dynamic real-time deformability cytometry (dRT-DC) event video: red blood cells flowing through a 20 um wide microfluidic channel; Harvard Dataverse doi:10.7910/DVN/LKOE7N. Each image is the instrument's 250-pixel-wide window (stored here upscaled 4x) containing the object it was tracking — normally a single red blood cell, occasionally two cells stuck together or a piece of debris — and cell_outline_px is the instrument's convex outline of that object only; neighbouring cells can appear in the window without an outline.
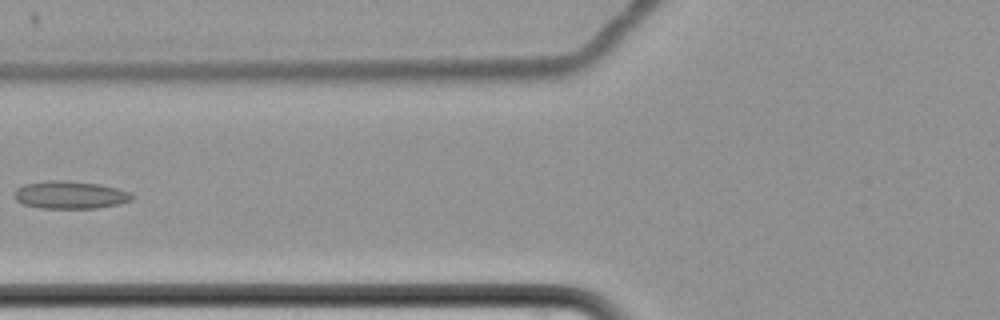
{"species": "common noctule bat (a hibernating species)", "species_latin": "Nyctalus noctula", "temperature_condition": "cold", "stored_images_in_passage": 10, "camera_frame_rate_fps": 3000, "um_per_image_px": 0.085, "animal": {"sex": "female", "body_mass_g": 22.7, "forearm_length_mm": 54.2}, "frame": {"image": 1, "passage_image": 9, "time_ms": 9.667, "image_size_px": [1000, 320], "cell_outline_px": [[132, 200], [120, 204], [96, 208], [40, 208], [24, 204], [16, 200], [16, 188], [24, 184], [44, 180], [64, 180], [100, 184], [116, 188], [128, 192], [132, 196]], "centroid_in_image_um": [5.95, 16.56], "position_along_channel_um": 119.9, "area_um2": 18.9}}
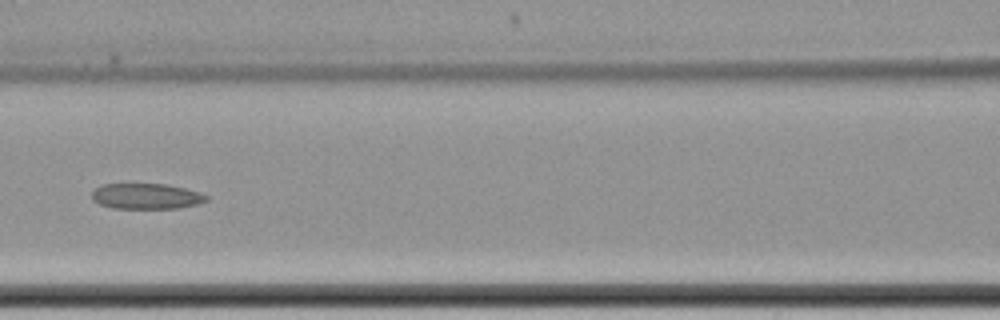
{"frame": {"image": 2, "passage_image": 10, "time_ms": 10.667, "image_size_px": [1000, 320], "cell_outline_px": [[208, 200], [196, 204], [180, 208], [112, 208], [100, 204], [92, 200], [92, 192], [100, 184], [168, 184], [200, 192], [208, 196]], "centroid_in_image_um": [12.43, 16.67], "position_along_channel_um": 154.2, "area_um2": 17.11}}